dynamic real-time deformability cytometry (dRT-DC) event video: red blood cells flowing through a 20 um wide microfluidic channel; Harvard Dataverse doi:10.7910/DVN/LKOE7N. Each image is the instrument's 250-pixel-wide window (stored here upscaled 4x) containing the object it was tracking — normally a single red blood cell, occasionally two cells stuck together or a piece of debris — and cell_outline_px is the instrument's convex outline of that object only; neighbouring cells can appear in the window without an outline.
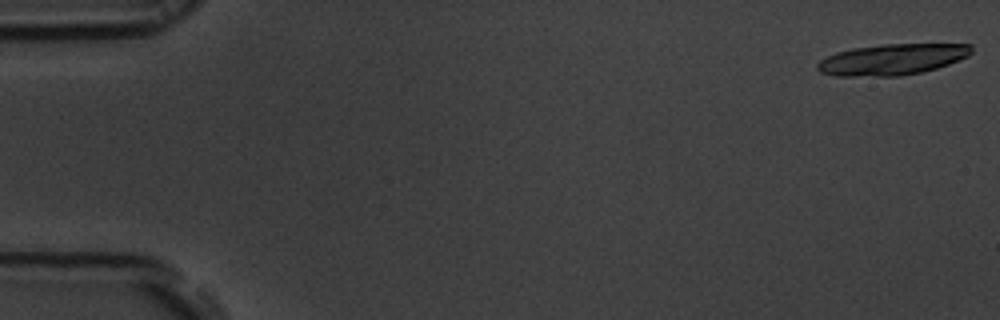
{"species": "common noctule bat (a hibernating species)", "species_latin": "Nyctalus noctula", "temperature_condition": "room temperature", "stored_images_in_passage": 15, "camera_frame_rate_fps": 3000, "um_per_image_px": 0.085, "animal": {"sex": "male", "body_mass_g": 19.5, "forearm_length_mm": 54.6}, "frame": {"image": 1, "passage_image": 1, "time_ms": 0.0, "image_size_px": [1000, 320], "cell_outline_px": [[972, 52], [968, 56], [948, 64], [936, 68], [920, 72], [900, 76], [836, 76], [820, 72], [816, 68], [816, 64], [820, 60], [836, 52], [852, 48], [884, 44], [972, 44]], "centroid_in_image_um": [75.81, 5.05], "position_along_channel_um": 9.2, "area_um2": 27.8}}